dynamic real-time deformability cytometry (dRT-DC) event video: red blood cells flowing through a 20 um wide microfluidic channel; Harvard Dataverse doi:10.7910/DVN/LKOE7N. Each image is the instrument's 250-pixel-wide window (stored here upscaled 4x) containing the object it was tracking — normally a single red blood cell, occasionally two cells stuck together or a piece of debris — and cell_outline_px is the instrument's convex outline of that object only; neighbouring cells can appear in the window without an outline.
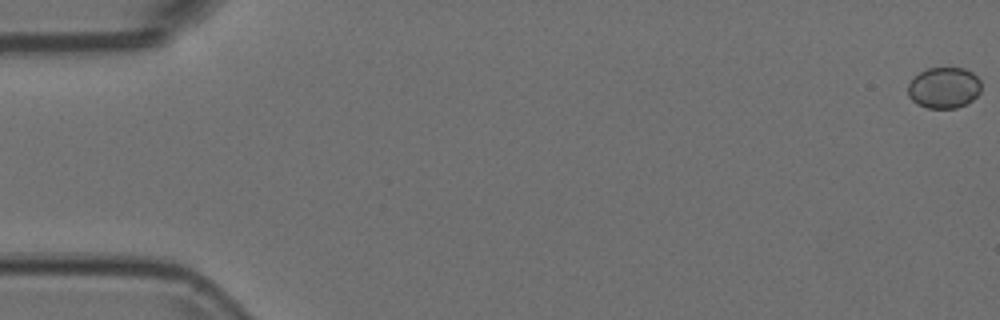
{"species": "Egyptian fruit bat (a non-hibernating species)", "species_latin": "Rousettus aegyptiacus", "temperature_condition": "room temperature", "stored_images_in_passage": 14, "camera_frame_rate_fps": 3000, "um_per_image_px": 0.085, "animal": {"sex": "female"}, "frame": {"image": 1, "passage_image": 1, "time_ms": 0.0, "image_size_px": [1000, 320], "cell_outline_px": [[980, 92], [968, 104], [956, 108], [928, 108], [916, 104], [908, 96], [908, 84], [920, 72], [928, 68], [964, 68], [972, 72], [980, 80]], "centroid_in_image_um": [80.24, 7.47], "position_along_channel_um": 4.8, "area_um2": 17.57}}